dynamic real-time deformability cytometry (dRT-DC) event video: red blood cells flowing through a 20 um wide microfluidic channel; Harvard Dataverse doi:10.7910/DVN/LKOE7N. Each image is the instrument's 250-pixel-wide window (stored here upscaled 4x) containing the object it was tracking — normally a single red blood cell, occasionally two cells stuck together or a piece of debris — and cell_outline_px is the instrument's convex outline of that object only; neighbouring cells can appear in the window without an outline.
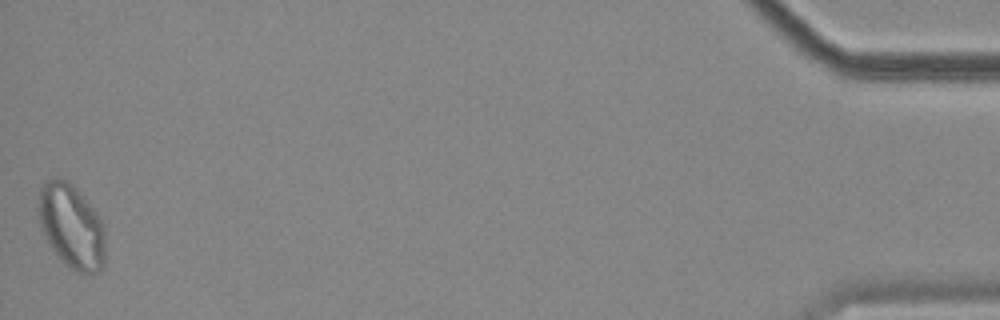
{"species": "common noctule bat (a hibernating species)", "species_latin": "Nyctalus noctula", "temperature_condition": "cold", "stored_images_in_passage": 45, "camera_frame_rate_fps": 3000, "um_per_image_px": 0.085, "animal": {"sex": "female", "body_mass_g": 18.4}, "frame": {"image": 1, "passage_image": 45, "time_ms": 14.667, "image_size_px": [1000, 320], "cell_outline_px": [[104, 264], [96, 272], [88, 276], [76, 272], [60, 260], [44, 236], [40, 228], [36, 208], [36, 196], [40, 188], [48, 180], [64, 180], [72, 184], [76, 188], [96, 212], [104, 224]], "centroid_in_image_um": [6.04, 19.26], "position_along_channel_um": 429.2, "area_um2": 33.12}, "authors_computed_cell_mechanics": {"area_um2": 24.9696, "velocity_mm_per_s": 3.4884, "shape_relaxation_time_tau1_ms": null, "shape_relaxation_time_tau2_ms": 5.5312, "deformation_change_tau1": null, "deformation_change_tau2": 0.1146}}